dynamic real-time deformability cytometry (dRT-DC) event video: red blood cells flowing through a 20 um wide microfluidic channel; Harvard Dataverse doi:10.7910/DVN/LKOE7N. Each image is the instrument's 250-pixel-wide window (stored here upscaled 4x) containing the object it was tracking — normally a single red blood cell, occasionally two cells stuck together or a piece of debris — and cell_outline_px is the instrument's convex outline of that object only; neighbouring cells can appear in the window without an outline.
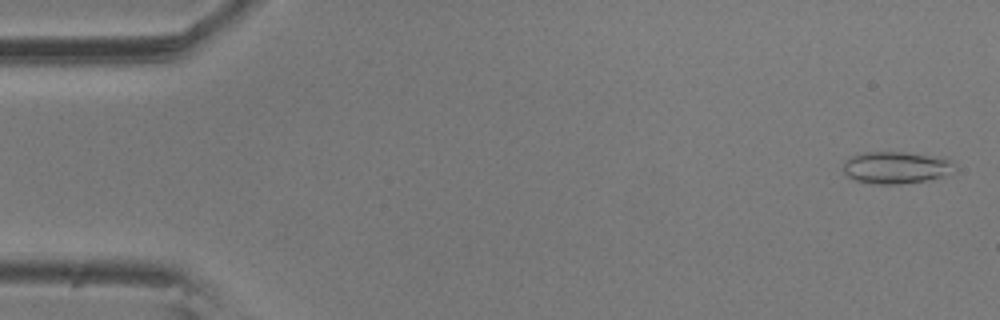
{"species": "common noctule bat (a hibernating species)", "species_latin": "Nyctalus noctula", "temperature_condition": "room temperature", "stored_images_in_passage": 56, "camera_frame_rate_fps": 3000, "um_per_image_px": 0.085, "animal": {"sex": "male", "body_mass_g": 20.5, "forearm_length_mm": 52.5}, "frame": {"image": 1, "passage_image": 2, "time_ms": 0.333, "image_size_px": [1000, 320], "cell_outline_px": [[956, 168], [944, 176], [924, 180], [900, 184], [872, 184], [856, 180], [848, 176], [844, 172], [844, 160], [852, 156], [864, 152], [904, 152], [940, 156], [952, 160]], "centroid_in_image_um": [76.18, 14.23], "position_along_channel_um": 8.8, "area_um2": 20.87}}
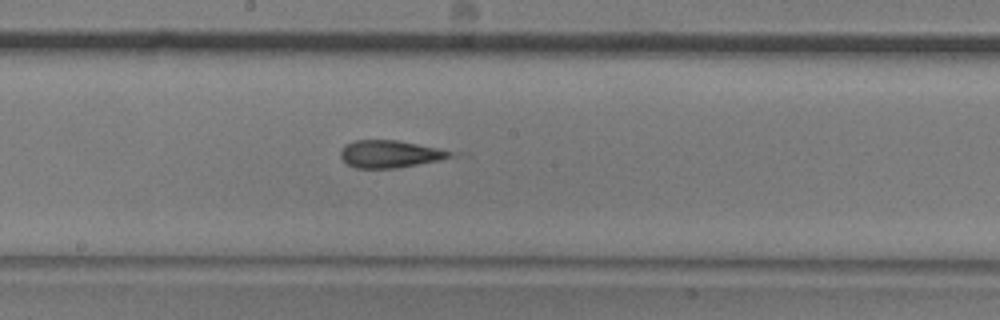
{"frame": {"image": 2, "passage_image": 30, "time_ms": 9.667, "image_size_px": [1000, 320], "cell_outline_px": [[460, 156], [440, 160], [396, 168], [356, 168], [348, 164], [340, 156], [340, 148], [356, 140], [396, 140], [460, 152]], "centroid_in_image_um": [33.26, 13.09], "position_along_channel_um": 214.9, "area_um2": 17.74}}
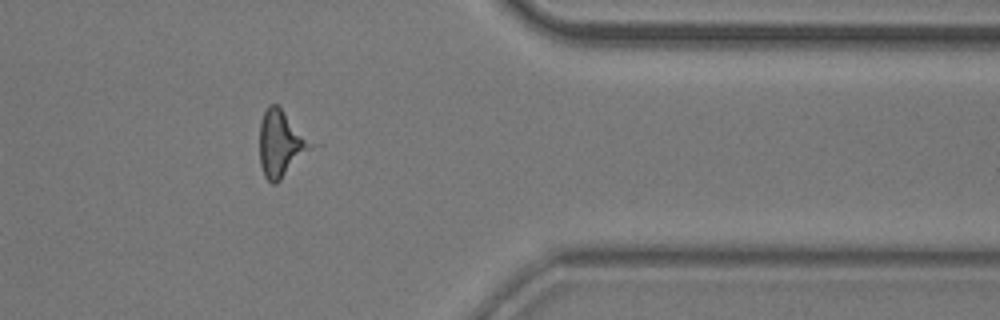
{"frame": {"image": 3, "passage_image": 46, "time_ms": 15.0, "image_size_px": [1000, 320], "cell_outline_px": [[312, 144], [280, 180], [276, 184], [272, 184], [264, 176], [260, 164], [260, 120], [268, 104], [276, 104], [280, 108]], "centroid_in_image_um": [23.76, 12.21], "position_along_channel_um": 387.6, "area_um2": 18.67}, "authors_computed_cell_mechanics": {"area_um2": 17.8313, "velocity_mm_per_s": 3.583, "shape_relaxation_time_tau1_ms": null, "shape_relaxation_time_tau2_ms": 1.5809, "deformation_change_tau1": null, "deformation_change_tau2": 0.0887}}